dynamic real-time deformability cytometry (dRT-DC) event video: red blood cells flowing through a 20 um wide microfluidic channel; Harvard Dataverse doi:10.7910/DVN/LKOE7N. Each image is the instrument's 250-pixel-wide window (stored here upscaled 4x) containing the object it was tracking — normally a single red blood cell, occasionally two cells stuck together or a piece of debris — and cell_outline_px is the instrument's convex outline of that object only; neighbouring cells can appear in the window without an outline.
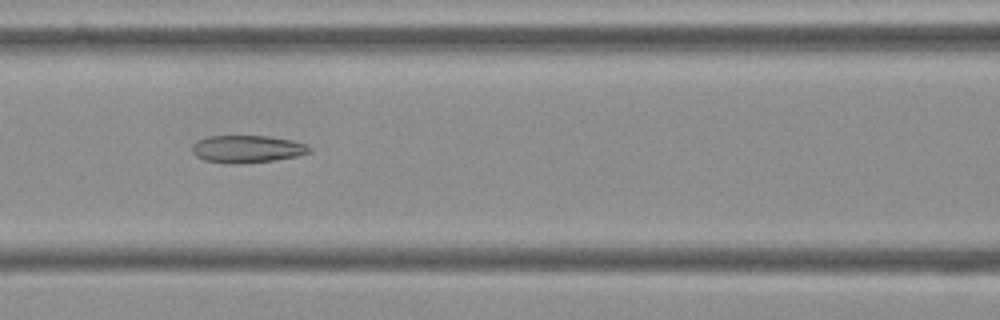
{"species": "Egyptian fruit bat (a non-hibernating species)", "species_latin": "Rousettus aegyptiacus", "temperature_condition": "cold", "stored_images_in_passage": 50, "camera_frame_rate_fps": 3000, "um_per_image_px": 0.085, "frame": {"image": 1, "passage_image": 18, "time_ms": 5.667, "image_size_px": [1000, 320], "cell_outline_px": [[312, 152], [296, 156], [272, 160], [232, 164], [228, 164], [204, 160], [196, 156], [192, 152], [192, 144], [196, 140], [208, 136], [268, 136], [292, 140], [308, 144], [312, 148]], "centroid_in_image_um": [21.0, 12.65], "position_along_channel_um": 145.6, "area_um2": 18.84}}
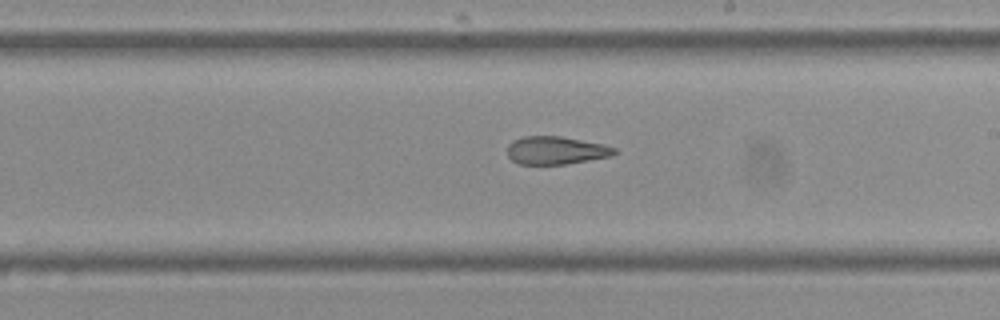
{"frame": {"image": 2, "passage_image": 26, "time_ms": 8.333, "image_size_px": [1000, 320], "cell_outline_px": [[616, 152], [612, 156], [564, 164], [520, 164], [512, 160], [508, 156], [508, 144], [512, 140], [524, 136], [560, 136], [600, 144], [616, 148]], "centroid_in_image_um": [47.21, 12.78], "position_along_channel_um": 241.8, "area_um2": 17.22}}
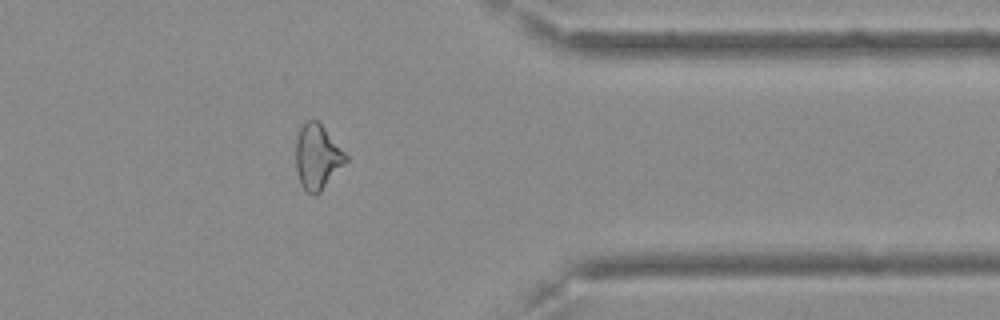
{"frame": {"image": 3, "passage_image": 39, "time_ms": 12.667, "image_size_px": [1000, 320], "cell_outline_px": [[348, 160], [320, 192], [316, 196], [312, 196], [300, 184], [296, 168], [296, 140], [300, 128], [308, 120], [320, 120], [348, 156]], "centroid_in_image_um": [26.98, 13.32], "position_along_channel_um": 384.4, "area_um2": 19.07}, "authors_computed_cell_mechanics": {"area_um2": 19.0162, "velocity_mm_per_s": 3.6107, "shape_relaxation_time_tau1_ms": null, "shape_relaxation_time_tau2_ms": 3.6467, "deformation_change_tau1": null, "deformation_change_tau2": 0.1411}}